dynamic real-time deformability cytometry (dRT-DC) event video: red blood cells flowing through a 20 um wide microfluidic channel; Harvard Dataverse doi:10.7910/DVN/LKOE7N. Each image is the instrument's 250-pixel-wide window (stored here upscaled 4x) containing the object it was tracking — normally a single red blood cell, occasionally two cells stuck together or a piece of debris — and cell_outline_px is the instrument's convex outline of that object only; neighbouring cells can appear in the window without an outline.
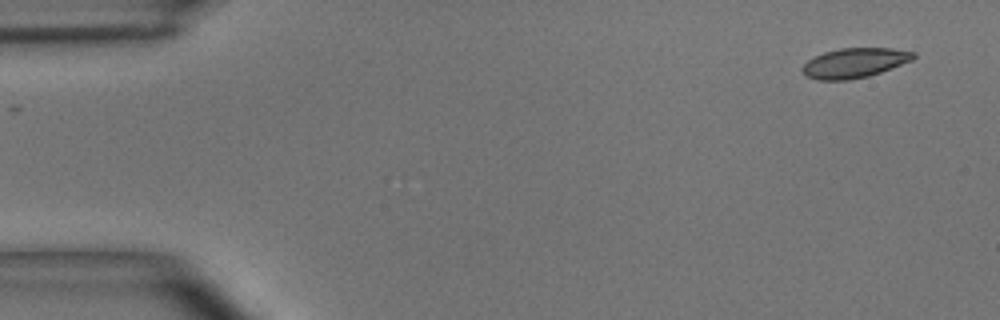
{"species": "common noctule bat (a hibernating species)", "species_latin": "Nyctalus noctula", "temperature_condition": "room temperature", "stored_images_in_passage": 5, "camera_frame_rate_fps": 3000, "um_per_image_px": 0.085, "animal": {"sex": "male", "body_mass_g": 15.6}, "frame": {"image": 1, "passage_image": 1, "time_ms": 0.0, "image_size_px": [1000, 320], "cell_outline_px": [[916, 56], [912, 60], [880, 72], [868, 76], [848, 80], [816, 80], [804, 76], [800, 68], [808, 60], [824, 52], [840, 48], [892, 48], [916, 52]], "centroid_in_image_um": [72.6, 5.35], "position_along_channel_um": 12.4, "area_um2": 19.31}}
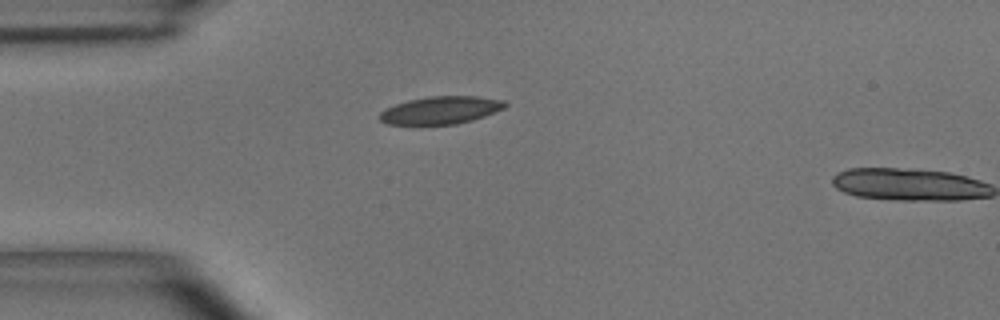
{"frame": {"image": 2, "passage_image": 4, "time_ms": 1.0, "image_size_px": [1000, 320], "cell_outline_px": [[508, 104], [504, 108], [484, 116], [472, 120], [456, 124], [388, 124], [380, 120], [380, 112], [384, 108], [408, 100], [428, 96], [476, 96], [504, 100]], "centroid_in_image_um": [37.46, 9.35], "position_along_channel_um": 47.5, "area_um2": 20.11}}